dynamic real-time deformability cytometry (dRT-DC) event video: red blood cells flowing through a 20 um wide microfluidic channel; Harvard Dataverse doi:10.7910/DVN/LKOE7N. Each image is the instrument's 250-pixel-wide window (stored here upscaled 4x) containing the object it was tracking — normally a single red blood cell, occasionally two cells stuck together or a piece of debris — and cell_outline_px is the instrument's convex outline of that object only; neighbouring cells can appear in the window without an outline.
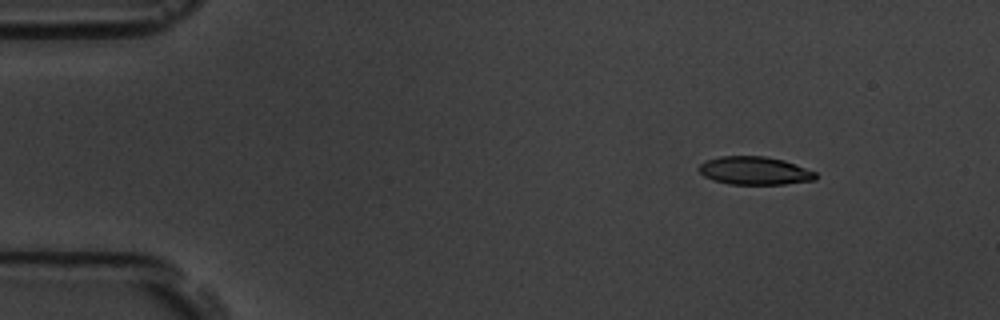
{"species": "common noctule bat (a hibernating species)", "species_latin": "Nyctalus noctula", "temperature_condition": "room temperature", "stored_images_in_passage": 4, "camera_frame_rate_fps": 3000, "um_per_image_px": 0.085, "animal": {"sex": "male", "body_mass_g": 19.5, "forearm_length_mm": 54.6}, "frame": {"image": 1, "passage_image": 1, "time_ms": 0.0, "image_size_px": [1000, 320], "cell_outline_px": [[816, 180], [784, 184], [728, 184], [712, 180], [704, 176], [700, 172], [700, 164], [704, 160], [720, 156], [764, 156], [784, 160], [796, 164], [816, 172]], "centroid_in_image_um": [64.14, 14.51], "position_along_channel_um": 20.9, "area_um2": 19.19}}
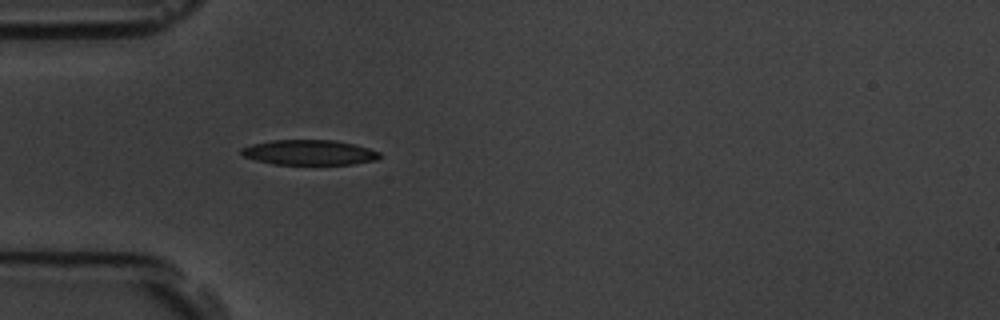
{"frame": {"image": 2, "passage_image": 4, "time_ms": 3.333, "image_size_px": [1000, 320], "cell_outline_px": [[384, 156], [376, 160], [352, 164], [272, 164], [256, 160], [244, 156], [240, 152], [240, 148], [252, 144], [272, 140], [336, 140], [356, 144], [380, 152]], "centroid_in_image_um": [26.32, 12.95], "position_along_channel_um": 58.7, "area_um2": 20.35}}